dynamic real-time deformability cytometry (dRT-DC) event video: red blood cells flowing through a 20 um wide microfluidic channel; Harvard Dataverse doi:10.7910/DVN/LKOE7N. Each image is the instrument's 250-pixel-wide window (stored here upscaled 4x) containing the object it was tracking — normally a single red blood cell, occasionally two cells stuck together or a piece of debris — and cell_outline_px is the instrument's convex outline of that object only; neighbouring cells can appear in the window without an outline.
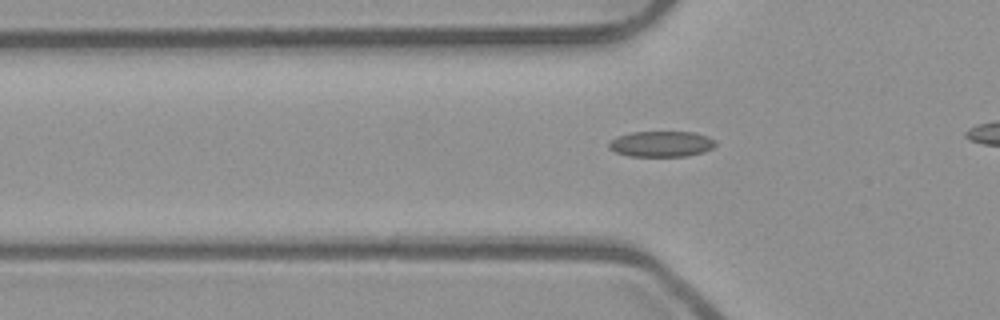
{"species": "common noctule bat (a hibernating species)", "species_latin": "Nyctalus noctula", "temperature_condition": "room temperature", "stored_images_in_passage": 41, "camera_frame_rate_fps": 3000, "um_per_image_px": 0.085, "animal": {"sex": "male", "body_mass_g": 23.1, "forearm_length_mm": 52.7}, "frame": {"image": 1, "passage_image": 16, "time_ms": 5.0, "image_size_px": [1000, 320], "cell_outline_px": [[716, 144], [712, 148], [704, 152], [688, 156], [628, 156], [616, 152], [608, 148], [608, 144], [616, 136], [632, 132], [692, 132], [708, 136], [716, 140]], "centroid_in_image_um": [56.22, 12.24], "position_along_channel_um": 69.6, "area_um2": 16.07}}
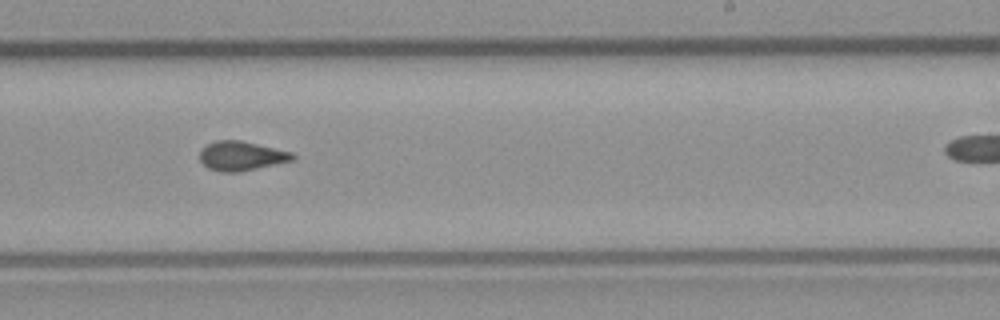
{"frame": {"image": 2, "passage_image": 31, "time_ms": 10.0, "image_size_px": [1000, 320], "cell_outline_px": [[296, 160], [240, 172], [220, 172], [208, 168], [200, 160], [200, 152], [208, 144], [216, 140], [240, 140], [292, 152], [296, 156]], "centroid_in_image_um": [20.56, 13.26], "position_along_channel_um": 268.4, "area_um2": 15.9}}
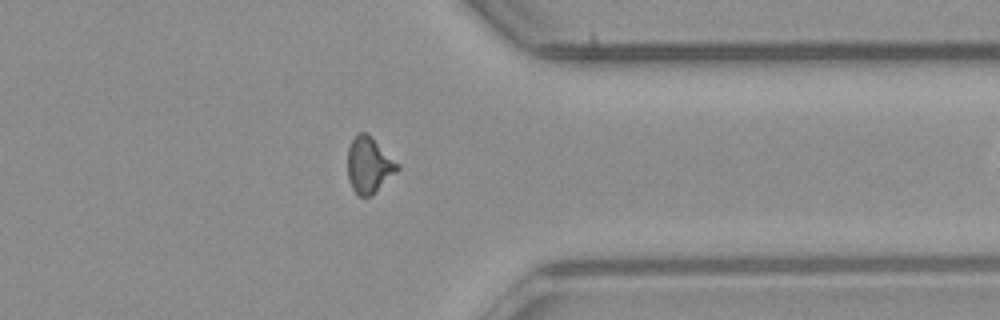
{"frame": {"image": 3, "passage_image": 40, "time_ms": 13.0, "image_size_px": [1000, 320], "cell_outline_px": [[400, 168], [372, 196], [360, 196], [352, 188], [348, 180], [348, 148], [356, 132], [368, 132], [400, 164]], "centroid_in_image_um": [31.38, 14.0], "position_along_channel_um": 380.0, "area_um2": 16.47}}